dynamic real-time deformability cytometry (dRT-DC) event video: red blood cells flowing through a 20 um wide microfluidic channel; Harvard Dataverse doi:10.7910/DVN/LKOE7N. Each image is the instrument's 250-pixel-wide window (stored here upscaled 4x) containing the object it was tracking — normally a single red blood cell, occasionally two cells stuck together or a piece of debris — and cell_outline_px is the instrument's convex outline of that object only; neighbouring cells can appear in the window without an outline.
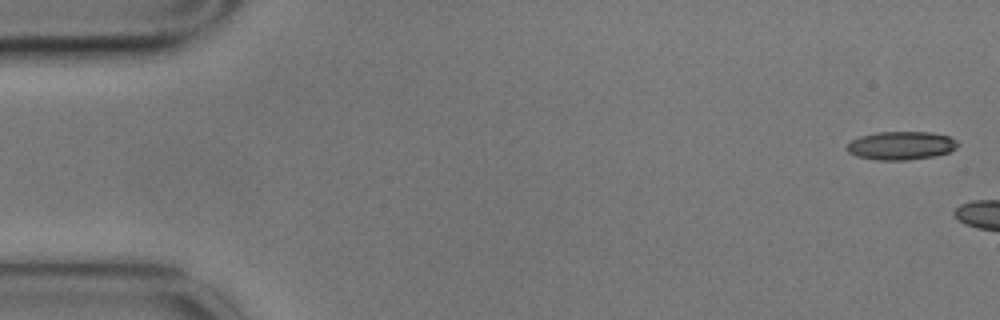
{"species": "common noctule bat (a hibernating species)", "species_latin": "Nyctalus noctula", "temperature_condition": "cold", "stored_images_in_passage": 2, "camera_frame_rate_fps": 3000, "um_per_image_px": 0.085, "animal": {"sex": "male", "body_mass_g": 17.9}, "frame": {"image": 1, "passage_image": 1, "time_ms": 0.0, "image_size_px": [1000, 320], "cell_outline_px": [[960, 144], [956, 148], [948, 152], [932, 156], [908, 160], [876, 160], [856, 156], [848, 152], [844, 148], [852, 140], [860, 136], [876, 132], [932, 132], [948, 136], [956, 140]], "centroid_in_image_um": [76.57, 12.37], "position_along_channel_um": 8.4, "area_um2": 18.38}}